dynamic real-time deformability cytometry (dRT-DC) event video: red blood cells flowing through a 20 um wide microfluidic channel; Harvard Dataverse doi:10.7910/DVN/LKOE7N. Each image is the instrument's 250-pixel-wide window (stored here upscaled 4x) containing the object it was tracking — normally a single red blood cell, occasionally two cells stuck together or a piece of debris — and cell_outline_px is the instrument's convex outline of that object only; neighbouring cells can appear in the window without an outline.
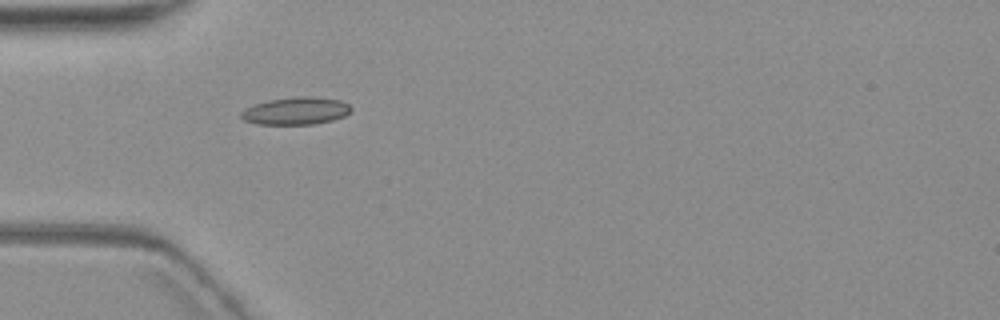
{"species": "common noctule bat (a hibernating species)", "species_latin": "Nyctalus noctula", "temperature_condition": "warm", "stored_images_in_passage": 3, "camera_frame_rate_fps": 3000, "um_per_image_px": 0.085, "animal": {"sex": "female", "body_mass_g": 19.3, "forearm_length_mm": 54.1}, "frame": {"image": 1, "passage_image": 2, "time_ms": 1.333, "image_size_px": [1000, 320], "cell_outline_px": [[352, 112], [344, 116], [332, 120], [312, 124], [256, 124], [244, 120], [240, 116], [240, 112], [244, 108], [268, 100], [296, 96], [308, 96], [340, 100], [348, 104], [352, 108]], "centroid_in_image_um": [25.14, 9.42], "position_along_channel_um": 59.9, "area_um2": 17.63}}
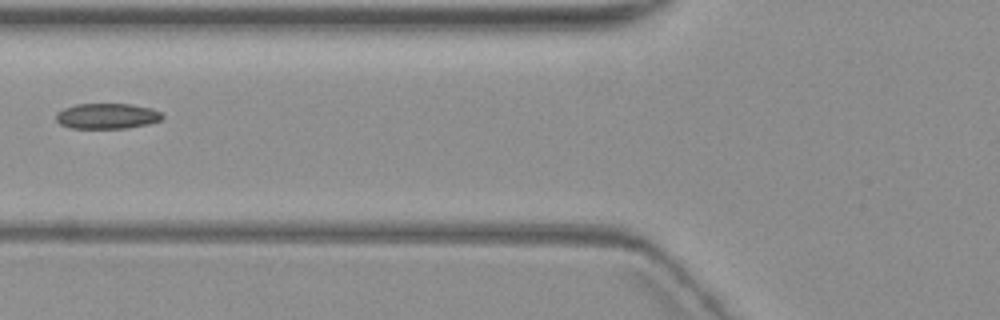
{"frame": {"image": 2, "passage_image": 3, "time_ms": 3.0, "image_size_px": [1000, 320], "cell_outline_px": [[164, 116], [160, 120], [148, 124], [128, 128], [72, 128], [60, 124], [56, 120], [56, 112], [64, 108], [76, 104], [132, 104], [152, 108], [160, 112]], "centroid_in_image_um": [9.1, 9.86], "position_along_channel_um": 116.7, "area_um2": 15.84}}